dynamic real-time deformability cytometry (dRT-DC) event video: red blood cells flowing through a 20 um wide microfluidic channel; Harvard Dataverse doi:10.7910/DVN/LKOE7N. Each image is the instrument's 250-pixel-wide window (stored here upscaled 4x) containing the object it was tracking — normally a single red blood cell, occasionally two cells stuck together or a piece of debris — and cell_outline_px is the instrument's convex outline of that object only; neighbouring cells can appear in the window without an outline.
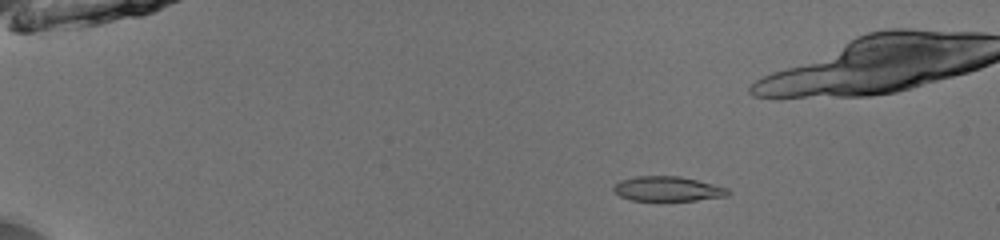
{"species": "common noctule bat (a hibernating species)", "species_latin": "Nyctalus noctula", "temperature_condition": "room temperature", "stored_images_in_passage": 24, "camera_frame_rate_fps": 3000, "um_per_image_px": 0.085, "animal": {"sex": "male", "body_mass_g": 13.0, "forearm_length_mm": 53.1}, "frame": {"image": 1, "passage_image": 11, "time_ms": 3.333, "image_size_px": [1000, 240], "cell_outline_px": [[732, 192], [728, 196], [696, 200], [632, 200], [620, 196], [612, 188], [620, 180], [636, 176], [680, 176], [728, 188]], "centroid_in_image_um": [56.78, 16.05], "position_along_channel_um": 28.2, "area_um2": 16.36}}
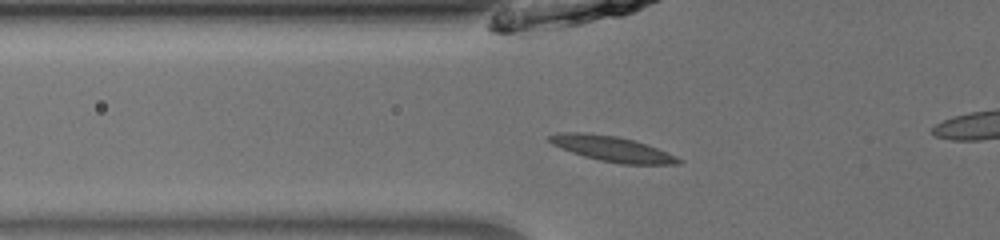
{"frame": {"image": 2, "passage_image": 21, "time_ms": 6.667, "image_size_px": [1000, 240], "cell_outline_px": [[684, 160], [680, 164], [620, 164], [600, 160], [584, 156], [572, 152], [552, 144], [548, 140], [548, 136], [556, 132], [588, 132], [616, 136], [632, 140], [656, 148], [676, 156]], "centroid_in_image_um": [52.0, 12.64], "position_along_channel_um": 73.8, "area_um2": 18.9}}